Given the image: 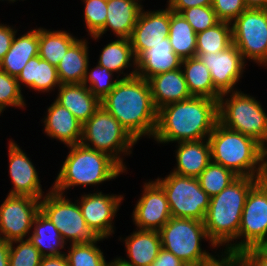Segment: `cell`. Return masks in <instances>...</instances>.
<instances>
[{
  "label": "cell",
  "instance_id": "cell-1",
  "mask_svg": "<svg viewBox=\"0 0 267 266\" xmlns=\"http://www.w3.org/2000/svg\"><path fill=\"white\" fill-rule=\"evenodd\" d=\"M218 122V101L191 97L158 109L157 126L152 139L158 144L208 139Z\"/></svg>",
  "mask_w": 267,
  "mask_h": 266
},
{
  "label": "cell",
  "instance_id": "cell-2",
  "mask_svg": "<svg viewBox=\"0 0 267 266\" xmlns=\"http://www.w3.org/2000/svg\"><path fill=\"white\" fill-rule=\"evenodd\" d=\"M103 106L138 142L153 138L157 113L149 82L139 76L119 79L111 92L101 100Z\"/></svg>",
  "mask_w": 267,
  "mask_h": 266
},
{
  "label": "cell",
  "instance_id": "cell-3",
  "mask_svg": "<svg viewBox=\"0 0 267 266\" xmlns=\"http://www.w3.org/2000/svg\"><path fill=\"white\" fill-rule=\"evenodd\" d=\"M261 179L238 177L219 194L210 197L203 222L210 241L217 248L225 247L222 251L238 254V232L245 200Z\"/></svg>",
  "mask_w": 267,
  "mask_h": 266
},
{
  "label": "cell",
  "instance_id": "cell-4",
  "mask_svg": "<svg viewBox=\"0 0 267 266\" xmlns=\"http://www.w3.org/2000/svg\"><path fill=\"white\" fill-rule=\"evenodd\" d=\"M67 147L70 151L51 186L58 193L65 194L67 190L78 186H97L127 173L106 153L81 143Z\"/></svg>",
  "mask_w": 267,
  "mask_h": 266
},
{
  "label": "cell",
  "instance_id": "cell-5",
  "mask_svg": "<svg viewBox=\"0 0 267 266\" xmlns=\"http://www.w3.org/2000/svg\"><path fill=\"white\" fill-rule=\"evenodd\" d=\"M208 142L212 162L239 177L262 178L260 144L256 140L217 122Z\"/></svg>",
  "mask_w": 267,
  "mask_h": 266
},
{
  "label": "cell",
  "instance_id": "cell-6",
  "mask_svg": "<svg viewBox=\"0 0 267 266\" xmlns=\"http://www.w3.org/2000/svg\"><path fill=\"white\" fill-rule=\"evenodd\" d=\"M161 245L165 250L173 253L187 266H197L209 262L215 256L202 250V242H209L210 248L217 247L208 238L203 221L171 217L158 231Z\"/></svg>",
  "mask_w": 267,
  "mask_h": 266
},
{
  "label": "cell",
  "instance_id": "cell-7",
  "mask_svg": "<svg viewBox=\"0 0 267 266\" xmlns=\"http://www.w3.org/2000/svg\"><path fill=\"white\" fill-rule=\"evenodd\" d=\"M81 144L108 154L126 172V162L123 156L132 154L133 146L137 141L103 106L82 126ZM123 154V155H122Z\"/></svg>",
  "mask_w": 267,
  "mask_h": 266
},
{
  "label": "cell",
  "instance_id": "cell-8",
  "mask_svg": "<svg viewBox=\"0 0 267 266\" xmlns=\"http://www.w3.org/2000/svg\"><path fill=\"white\" fill-rule=\"evenodd\" d=\"M263 108L260 101L241 90L225 92L218 100V122L261 144L267 134V113Z\"/></svg>",
  "mask_w": 267,
  "mask_h": 266
},
{
  "label": "cell",
  "instance_id": "cell-9",
  "mask_svg": "<svg viewBox=\"0 0 267 266\" xmlns=\"http://www.w3.org/2000/svg\"><path fill=\"white\" fill-rule=\"evenodd\" d=\"M52 188L40 200V211L55 225L67 244L94 243L105 240L87 226L77 200Z\"/></svg>",
  "mask_w": 267,
  "mask_h": 266
},
{
  "label": "cell",
  "instance_id": "cell-10",
  "mask_svg": "<svg viewBox=\"0 0 267 266\" xmlns=\"http://www.w3.org/2000/svg\"><path fill=\"white\" fill-rule=\"evenodd\" d=\"M155 181L166 194L171 216L204 221L210 196L201 188L198 178L174 172Z\"/></svg>",
  "mask_w": 267,
  "mask_h": 266
},
{
  "label": "cell",
  "instance_id": "cell-11",
  "mask_svg": "<svg viewBox=\"0 0 267 266\" xmlns=\"http://www.w3.org/2000/svg\"><path fill=\"white\" fill-rule=\"evenodd\" d=\"M231 26L232 42L243 60L267 67V9L247 8Z\"/></svg>",
  "mask_w": 267,
  "mask_h": 266
},
{
  "label": "cell",
  "instance_id": "cell-12",
  "mask_svg": "<svg viewBox=\"0 0 267 266\" xmlns=\"http://www.w3.org/2000/svg\"><path fill=\"white\" fill-rule=\"evenodd\" d=\"M238 254L267 240V180H259L248 192L238 232Z\"/></svg>",
  "mask_w": 267,
  "mask_h": 266
},
{
  "label": "cell",
  "instance_id": "cell-13",
  "mask_svg": "<svg viewBox=\"0 0 267 266\" xmlns=\"http://www.w3.org/2000/svg\"><path fill=\"white\" fill-rule=\"evenodd\" d=\"M40 200L29 196L6 195L0 205V239L7 242L28 239L33 221L40 212Z\"/></svg>",
  "mask_w": 267,
  "mask_h": 266
},
{
  "label": "cell",
  "instance_id": "cell-14",
  "mask_svg": "<svg viewBox=\"0 0 267 266\" xmlns=\"http://www.w3.org/2000/svg\"><path fill=\"white\" fill-rule=\"evenodd\" d=\"M123 200V195L106 194L99 190L95 193L81 194L77 202L87 226L101 238L108 239L115 232L113 220Z\"/></svg>",
  "mask_w": 267,
  "mask_h": 266
},
{
  "label": "cell",
  "instance_id": "cell-15",
  "mask_svg": "<svg viewBox=\"0 0 267 266\" xmlns=\"http://www.w3.org/2000/svg\"><path fill=\"white\" fill-rule=\"evenodd\" d=\"M143 185L132 212V221L136 229L159 231L172 217L166 194L155 180Z\"/></svg>",
  "mask_w": 267,
  "mask_h": 266
},
{
  "label": "cell",
  "instance_id": "cell-16",
  "mask_svg": "<svg viewBox=\"0 0 267 266\" xmlns=\"http://www.w3.org/2000/svg\"><path fill=\"white\" fill-rule=\"evenodd\" d=\"M209 69L214 87L221 93L238 91L235 85L243 77L246 62L232 44L219 53L196 54Z\"/></svg>",
  "mask_w": 267,
  "mask_h": 266
},
{
  "label": "cell",
  "instance_id": "cell-17",
  "mask_svg": "<svg viewBox=\"0 0 267 266\" xmlns=\"http://www.w3.org/2000/svg\"><path fill=\"white\" fill-rule=\"evenodd\" d=\"M9 140L8 172L13 186L8 195L29 196L41 199L46 194L42 190L40 177L38 176L39 172L16 141L12 140V138Z\"/></svg>",
  "mask_w": 267,
  "mask_h": 266
},
{
  "label": "cell",
  "instance_id": "cell-18",
  "mask_svg": "<svg viewBox=\"0 0 267 266\" xmlns=\"http://www.w3.org/2000/svg\"><path fill=\"white\" fill-rule=\"evenodd\" d=\"M169 26L170 8L167 5L165 9L153 11L142 8L129 38L135 58L167 38Z\"/></svg>",
  "mask_w": 267,
  "mask_h": 266
},
{
  "label": "cell",
  "instance_id": "cell-19",
  "mask_svg": "<svg viewBox=\"0 0 267 266\" xmlns=\"http://www.w3.org/2000/svg\"><path fill=\"white\" fill-rule=\"evenodd\" d=\"M44 135L59 140L66 146L76 145L82 139V126L75 116L56 100L47 108L42 118Z\"/></svg>",
  "mask_w": 267,
  "mask_h": 266
},
{
  "label": "cell",
  "instance_id": "cell-20",
  "mask_svg": "<svg viewBox=\"0 0 267 266\" xmlns=\"http://www.w3.org/2000/svg\"><path fill=\"white\" fill-rule=\"evenodd\" d=\"M141 1L143 0L107 1L105 27L97 35L91 36V39L98 41L109 30L117 38L129 39L136 25L139 13L144 6Z\"/></svg>",
  "mask_w": 267,
  "mask_h": 266
},
{
  "label": "cell",
  "instance_id": "cell-21",
  "mask_svg": "<svg viewBox=\"0 0 267 266\" xmlns=\"http://www.w3.org/2000/svg\"><path fill=\"white\" fill-rule=\"evenodd\" d=\"M126 257H116L127 266H150L157 258L162 248L158 231L136 229L131 235L123 239Z\"/></svg>",
  "mask_w": 267,
  "mask_h": 266
},
{
  "label": "cell",
  "instance_id": "cell-22",
  "mask_svg": "<svg viewBox=\"0 0 267 266\" xmlns=\"http://www.w3.org/2000/svg\"><path fill=\"white\" fill-rule=\"evenodd\" d=\"M182 59L173 52L169 38L144 51L136 59L137 76L147 81L161 73L181 68Z\"/></svg>",
  "mask_w": 267,
  "mask_h": 266
},
{
  "label": "cell",
  "instance_id": "cell-23",
  "mask_svg": "<svg viewBox=\"0 0 267 266\" xmlns=\"http://www.w3.org/2000/svg\"><path fill=\"white\" fill-rule=\"evenodd\" d=\"M148 82L151 88L153 104L157 110L164 105L193 97L189 92L181 68L157 74L151 77Z\"/></svg>",
  "mask_w": 267,
  "mask_h": 266
},
{
  "label": "cell",
  "instance_id": "cell-24",
  "mask_svg": "<svg viewBox=\"0 0 267 266\" xmlns=\"http://www.w3.org/2000/svg\"><path fill=\"white\" fill-rule=\"evenodd\" d=\"M55 100L84 124L101 106V101L83 83L61 84Z\"/></svg>",
  "mask_w": 267,
  "mask_h": 266
},
{
  "label": "cell",
  "instance_id": "cell-25",
  "mask_svg": "<svg viewBox=\"0 0 267 266\" xmlns=\"http://www.w3.org/2000/svg\"><path fill=\"white\" fill-rule=\"evenodd\" d=\"M176 148L177 163L171 171L176 174L197 178L212 161L208 139L180 142Z\"/></svg>",
  "mask_w": 267,
  "mask_h": 266
},
{
  "label": "cell",
  "instance_id": "cell-26",
  "mask_svg": "<svg viewBox=\"0 0 267 266\" xmlns=\"http://www.w3.org/2000/svg\"><path fill=\"white\" fill-rule=\"evenodd\" d=\"M14 35L11 47L0 62V69L17 78L27 62L38 56L39 28L30 29L18 37Z\"/></svg>",
  "mask_w": 267,
  "mask_h": 266
},
{
  "label": "cell",
  "instance_id": "cell-27",
  "mask_svg": "<svg viewBox=\"0 0 267 266\" xmlns=\"http://www.w3.org/2000/svg\"><path fill=\"white\" fill-rule=\"evenodd\" d=\"M16 79L21 90L23 85L38 93L52 92L61 85L57 68L39 55L27 62Z\"/></svg>",
  "mask_w": 267,
  "mask_h": 266
},
{
  "label": "cell",
  "instance_id": "cell-28",
  "mask_svg": "<svg viewBox=\"0 0 267 266\" xmlns=\"http://www.w3.org/2000/svg\"><path fill=\"white\" fill-rule=\"evenodd\" d=\"M97 63L109 71L117 73V77H120V79L130 78L137 74L136 58L128 38H117L106 46L104 45ZM130 67L134 68L131 69L132 71L129 74L128 72L125 73L124 70ZM120 74L123 76H120Z\"/></svg>",
  "mask_w": 267,
  "mask_h": 266
},
{
  "label": "cell",
  "instance_id": "cell-29",
  "mask_svg": "<svg viewBox=\"0 0 267 266\" xmlns=\"http://www.w3.org/2000/svg\"><path fill=\"white\" fill-rule=\"evenodd\" d=\"M87 39H77L67 50L57 65L61 84L83 83L89 64V45Z\"/></svg>",
  "mask_w": 267,
  "mask_h": 266
},
{
  "label": "cell",
  "instance_id": "cell-30",
  "mask_svg": "<svg viewBox=\"0 0 267 266\" xmlns=\"http://www.w3.org/2000/svg\"><path fill=\"white\" fill-rule=\"evenodd\" d=\"M29 241L39 250L43 257L65 254L67 245L55 225L40 211L34 221Z\"/></svg>",
  "mask_w": 267,
  "mask_h": 266
},
{
  "label": "cell",
  "instance_id": "cell-31",
  "mask_svg": "<svg viewBox=\"0 0 267 266\" xmlns=\"http://www.w3.org/2000/svg\"><path fill=\"white\" fill-rule=\"evenodd\" d=\"M181 69L192 96L219 100L221 93L214 87L209 69L198 57L182 60Z\"/></svg>",
  "mask_w": 267,
  "mask_h": 266
},
{
  "label": "cell",
  "instance_id": "cell-32",
  "mask_svg": "<svg viewBox=\"0 0 267 266\" xmlns=\"http://www.w3.org/2000/svg\"><path fill=\"white\" fill-rule=\"evenodd\" d=\"M196 32L181 13L170 10L169 41L182 60L196 57Z\"/></svg>",
  "mask_w": 267,
  "mask_h": 266
},
{
  "label": "cell",
  "instance_id": "cell-33",
  "mask_svg": "<svg viewBox=\"0 0 267 266\" xmlns=\"http://www.w3.org/2000/svg\"><path fill=\"white\" fill-rule=\"evenodd\" d=\"M78 39L65 30H48L39 27L38 55L57 67L69 47Z\"/></svg>",
  "mask_w": 267,
  "mask_h": 266
},
{
  "label": "cell",
  "instance_id": "cell-34",
  "mask_svg": "<svg viewBox=\"0 0 267 266\" xmlns=\"http://www.w3.org/2000/svg\"><path fill=\"white\" fill-rule=\"evenodd\" d=\"M233 44L231 23L220 21L196 36V54L219 53Z\"/></svg>",
  "mask_w": 267,
  "mask_h": 266
},
{
  "label": "cell",
  "instance_id": "cell-35",
  "mask_svg": "<svg viewBox=\"0 0 267 266\" xmlns=\"http://www.w3.org/2000/svg\"><path fill=\"white\" fill-rule=\"evenodd\" d=\"M238 177L233 171L211 161L197 178L201 188L212 197L219 194Z\"/></svg>",
  "mask_w": 267,
  "mask_h": 266
},
{
  "label": "cell",
  "instance_id": "cell-36",
  "mask_svg": "<svg viewBox=\"0 0 267 266\" xmlns=\"http://www.w3.org/2000/svg\"><path fill=\"white\" fill-rule=\"evenodd\" d=\"M98 242L70 244L65 256L68 266H109L104 253L97 246Z\"/></svg>",
  "mask_w": 267,
  "mask_h": 266
},
{
  "label": "cell",
  "instance_id": "cell-37",
  "mask_svg": "<svg viewBox=\"0 0 267 266\" xmlns=\"http://www.w3.org/2000/svg\"><path fill=\"white\" fill-rule=\"evenodd\" d=\"M96 64L97 65L90 70V65L88 64L83 84L101 101L111 92L120 78L117 77L115 79L113 77L115 73L102 67L98 63Z\"/></svg>",
  "mask_w": 267,
  "mask_h": 266
},
{
  "label": "cell",
  "instance_id": "cell-38",
  "mask_svg": "<svg viewBox=\"0 0 267 266\" xmlns=\"http://www.w3.org/2000/svg\"><path fill=\"white\" fill-rule=\"evenodd\" d=\"M21 91L17 79L0 69V115L7 109L6 107L23 110L26 108L25 97Z\"/></svg>",
  "mask_w": 267,
  "mask_h": 266
},
{
  "label": "cell",
  "instance_id": "cell-39",
  "mask_svg": "<svg viewBox=\"0 0 267 266\" xmlns=\"http://www.w3.org/2000/svg\"><path fill=\"white\" fill-rule=\"evenodd\" d=\"M42 258L29 239L10 242L9 266H39Z\"/></svg>",
  "mask_w": 267,
  "mask_h": 266
},
{
  "label": "cell",
  "instance_id": "cell-40",
  "mask_svg": "<svg viewBox=\"0 0 267 266\" xmlns=\"http://www.w3.org/2000/svg\"><path fill=\"white\" fill-rule=\"evenodd\" d=\"M84 5V22L88 36L97 35L107 18V0H81Z\"/></svg>",
  "mask_w": 267,
  "mask_h": 266
},
{
  "label": "cell",
  "instance_id": "cell-41",
  "mask_svg": "<svg viewBox=\"0 0 267 266\" xmlns=\"http://www.w3.org/2000/svg\"><path fill=\"white\" fill-rule=\"evenodd\" d=\"M181 14L192 26L196 34L215 26L220 22L212 5L185 9Z\"/></svg>",
  "mask_w": 267,
  "mask_h": 266
},
{
  "label": "cell",
  "instance_id": "cell-42",
  "mask_svg": "<svg viewBox=\"0 0 267 266\" xmlns=\"http://www.w3.org/2000/svg\"><path fill=\"white\" fill-rule=\"evenodd\" d=\"M212 7L220 21L229 23L247 9L244 0H213Z\"/></svg>",
  "mask_w": 267,
  "mask_h": 266
},
{
  "label": "cell",
  "instance_id": "cell-43",
  "mask_svg": "<svg viewBox=\"0 0 267 266\" xmlns=\"http://www.w3.org/2000/svg\"><path fill=\"white\" fill-rule=\"evenodd\" d=\"M242 266H267V254L259 247L247 248L240 254Z\"/></svg>",
  "mask_w": 267,
  "mask_h": 266
},
{
  "label": "cell",
  "instance_id": "cell-44",
  "mask_svg": "<svg viewBox=\"0 0 267 266\" xmlns=\"http://www.w3.org/2000/svg\"><path fill=\"white\" fill-rule=\"evenodd\" d=\"M18 30L13 26L0 23V62L11 47L14 35Z\"/></svg>",
  "mask_w": 267,
  "mask_h": 266
},
{
  "label": "cell",
  "instance_id": "cell-45",
  "mask_svg": "<svg viewBox=\"0 0 267 266\" xmlns=\"http://www.w3.org/2000/svg\"><path fill=\"white\" fill-rule=\"evenodd\" d=\"M221 253V254H220ZM212 260L197 266H239L240 255L226 251H220Z\"/></svg>",
  "mask_w": 267,
  "mask_h": 266
},
{
  "label": "cell",
  "instance_id": "cell-46",
  "mask_svg": "<svg viewBox=\"0 0 267 266\" xmlns=\"http://www.w3.org/2000/svg\"><path fill=\"white\" fill-rule=\"evenodd\" d=\"M167 2L170 10L177 13L192 7L211 6L213 4V0H167Z\"/></svg>",
  "mask_w": 267,
  "mask_h": 266
},
{
  "label": "cell",
  "instance_id": "cell-47",
  "mask_svg": "<svg viewBox=\"0 0 267 266\" xmlns=\"http://www.w3.org/2000/svg\"><path fill=\"white\" fill-rule=\"evenodd\" d=\"M150 266H187V264L177 258L173 253L161 248L157 258Z\"/></svg>",
  "mask_w": 267,
  "mask_h": 266
},
{
  "label": "cell",
  "instance_id": "cell-48",
  "mask_svg": "<svg viewBox=\"0 0 267 266\" xmlns=\"http://www.w3.org/2000/svg\"><path fill=\"white\" fill-rule=\"evenodd\" d=\"M39 266H68V261L65 254L43 257Z\"/></svg>",
  "mask_w": 267,
  "mask_h": 266
},
{
  "label": "cell",
  "instance_id": "cell-49",
  "mask_svg": "<svg viewBox=\"0 0 267 266\" xmlns=\"http://www.w3.org/2000/svg\"><path fill=\"white\" fill-rule=\"evenodd\" d=\"M260 166L262 170V179H267V134L260 144Z\"/></svg>",
  "mask_w": 267,
  "mask_h": 266
},
{
  "label": "cell",
  "instance_id": "cell-50",
  "mask_svg": "<svg viewBox=\"0 0 267 266\" xmlns=\"http://www.w3.org/2000/svg\"><path fill=\"white\" fill-rule=\"evenodd\" d=\"M10 242L0 239V266H9Z\"/></svg>",
  "mask_w": 267,
  "mask_h": 266
},
{
  "label": "cell",
  "instance_id": "cell-51",
  "mask_svg": "<svg viewBox=\"0 0 267 266\" xmlns=\"http://www.w3.org/2000/svg\"><path fill=\"white\" fill-rule=\"evenodd\" d=\"M247 8L267 9V0H244Z\"/></svg>",
  "mask_w": 267,
  "mask_h": 266
},
{
  "label": "cell",
  "instance_id": "cell-52",
  "mask_svg": "<svg viewBox=\"0 0 267 266\" xmlns=\"http://www.w3.org/2000/svg\"><path fill=\"white\" fill-rule=\"evenodd\" d=\"M109 266H127V265L123 264L117 258H115L112 261H110Z\"/></svg>",
  "mask_w": 267,
  "mask_h": 266
},
{
  "label": "cell",
  "instance_id": "cell-53",
  "mask_svg": "<svg viewBox=\"0 0 267 266\" xmlns=\"http://www.w3.org/2000/svg\"><path fill=\"white\" fill-rule=\"evenodd\" d=\"M267 254V240L259 246Z\"/></svg>",
  "mask_w": 267,
  "mask_h": 266
},
{
  "label": "cell",
  "instance_id": "cell-54",
  "mask_svg": "<svg viewBox=\"0 0 267 266\" xmlns=\"http://www.w3.org/2000/svg\"><path fill=\"white\" fill-rule=\"evenodd\" d=\"M1 1V0H0ZM2 1H4V0H2ZM5 1H8L9 3H14V2H16V1H18V0H5ZM21 1H23V0H21Z\"/></svg>",
  "mask_w": 267,
  "mask_h": 266
}]
</instances>
